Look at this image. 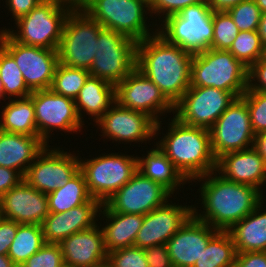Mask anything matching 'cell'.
<instances>
[{"instance_id":"cell-1","label":"cell","mask_w":266,"mask_h":267,"mask_svg":"<svg viewBox=\"0 0 266 267\" xmlns=\"http://www.w3.org/2000/svg\"><path fill=\"white\" fill-rule=\"evenodd\" d=\"M196 180L201 183L197 192L202 206L193 205V215L221 231H228L266 198L258 188L229 181L216 171L196 178L189 186L196 185Z\"/></svg>"},{"instance_id":"cell-2","label":"cell","mask_w":266,"mask_h":267,"mask_svg":"<svg viewBox=\"0 0 266 267\" xmlns=\"http://www.w3.org/2000/svg\"><path fill=\"white\" fill-rule=\"evenodd\" d=\"M193 54L169 43L158 32L137 42L136 68L175 105L190 87Z\"/></svg>"},{"instance_id":"cell-3","label":"cell","mask_w":266,"mask_h":267,"mask_svg":"<svg viewBox=\"0 0 266 267\" xmlns=\"http://www.w3.org/2000/svg\"><path fill=\"white\" fill-rule=\"evenodd\" d=\"M168 120L166 134L163 132L161 134L164 130L162 128L164 121L156 123L153 141L158 139L155 143L188 181V184L196 178L215 171L217 159L211 148L210 130L186 125L174 116L171 121L170 118ZM159 134L164 136L158 138Z\"/></svg>"},{"instance_id":"cell-4","label":"cell","mask_w":266,"mask_h":267,"mask_svg":"<svg viewBox=\"0 0 266 267\" xmlns=\"http://www.w3.org/2000/svg\"><path fill=\"white\" fill-rule=\"evenodd\" d=\"M190 86L214 87L241 97L248 87V68L228 50L211 49L193 54Z\"/></svg>"},{"instance_id":"cell-5","label":"cell","mask_w":266,"mask_h":267,"mask_svg":"<svg viewBox=\"0 0 266 267\" xmlns=\"http://www.w3.org/2000/svg\"><path fill=\"white\" fill-rule=\"evenodd\" d=\"M84 11L105 29L122 33L136 42L158 32L156 22L149 19H153L150 7L141 0H90Z\"/></svg>"},{"instance_id":"cell-6","label":"cell","mask_w":266,"mask_h":267,"mask_svg":"<svg viewBox=\"0 0 266 267\" xmlns=\"http://www.w3.org/2000/svg\"><path fill=\"white\" fill-rule=\"evenodd\" d=\"M213 11L208 2L190 5L158 24V33L192 54L208 50L213 41Z\"/></svg>"},{"instance_id":"cell-7","label":"cell","mask_w":266,"mask_h":267,"mask_svg":"<svg viewBox=\"0 0 266 267\" xmlns=\"http://www.w3.org/2000/svg\"><path fill=\"white\" fill-rule=\"evenodd\" d=\"M71 10L55 3L44 0L28 14L14 22L17 28L2 27L16 42L28 46H37L57 50L62 36L63 26Z\"/></svg>"},{"instance_id":"cell-8","label":"cell","mask_w":266,"mask_h":267,"mask_svg":"<svg viewBox=\"0 0 266 267\" xmlns=\"http://www.w3.org/2000/svg\"><path fill=\"white\" fill-rule=\"evenodd\" d=\"M101 153L91 159L79 157V170L83 173L87 189L93 199L102 204L126 184L137 171V155ZM82 158V159H81Z\"/></svg>"},{"instance_id":"cell-9","label":"cell","mask_w":266,"mask_h":267,"mask_svg":"<svg viewBox=\"0 0 266 267\" xmlns=\"http://www.w3.org/2000/svg\"><path fill=\"white\" fill-rule=\"evenodd\" d=\"M103 28L84 10L71 11L65 20L57 49L59 63L89 70L95 57L97 38Z\"/></svg>"},{"instance_id":"cell-10","label":"cell","mask_w":266,"mask_h":267,"mask_svg":"<svg viewBox=\"0 0 266 267\" xmlns=\"http://www.w3.org/2000/svg\"><path fill=\"white\" fill-rule=\"evenodd\" d=\"M137 42L122 33L103 28L97 38L89 73L114 86L136 68Z\"/></svg>"},{"instance_id":"cell-11","label":"cell","mask_w":266,"mask_h":267,"mask_svg":"<svg viewBox=\"0 0 266 267\" xmlns=\"http://www.w3.org/2000/svg\"><path fill=\"white\" fill-rule=\"evenodd\" d=\"M35 109L38 137L48 145L54 130L76 134L82 131L83 123L72 98L54 93L51 89L33 91L30 95ZM60 130V131H59Z\"/></svg>"},{"instance_id":"cell-12","label":"cell","mask_w":266,"mask_h":267,"mask_svg":"<svg viewBox=\"0 0 266 267\" xmlns=\"http://www.w3.org/2000/svg\"><path fill=\"white\" fill-rule=\"evenodd\" d=\"M0 45L14 58L32 92L51 88L59 64L57 50L23 45L6 31L0 32Z\"/></svg>"},{"instance_id":"cell-13","label":"cell","mask_w":266,"mask_h":267,"mask_svg":"<svg viewBox=\"0 0 266 267\" xmlns=\"http://www.w3.org/2000/svg\"><path fill=\"white\" fill-rule=\"evenodd\" d=\"M237 97L214 87L190 86L174 105V114L180 122L210 129Z\"/></svg>"},{"instance_id":"cell-14","label":"cell","mask_w":266,"mask_h":267,"mask_svg":"<svg viewBox=\"0 0 266 267\" xmlns=\"http://www.w3.org/2000/svg\"><path fill=\"white\" fill-rule=\"evenodd\" d=\"M209 130L216 159L254 145L256 135L251 126L249 109L242 97L236 98Z\"/></svg>"},{"instance_id":"cell-15","label":"cell","mask_w":266,"mask_h":267,"mask_svg":"<svg viewBox=\"0 0 266 267\" xmlns=\"http://www.w3.org/2000/svg\"><path fill=\"white\" fill-rule=\"evenodd\" d=\"M115 102L122 107L144 112L156 123L164 120L166 117L163 116L167 113L174 115V105L137 68L115 86Z\"/></svg>"},{"instance_id":"cell-16","label":"cell","mask_w":266,"mask_h":267,"mask_svg":"<svg viewBox=\"0 0 266 267\" xmlns=\"http://www.w3.org/2000/svg\"><path fill=\"white\" fill-rule=\"evenodd\" d=\"M61 149L46 145L29 166L24 180L44 194L64 186L79 171V155Z\"/></svg>"},{"instance_id":"cell-17","label":"cell","mask_w":266,"mask_h":267,"mask_svg":"<svg viewBox=\"0 0 266 267\" xmlns=\"http://www.w3.org/2000/svg\"><path fill=\"white\" fill-rule=\"evenodd\" d=\"M172 194L160 183L145 177L138 170L132 178L103 204L109 211L146 215L164 205Z\"/></svg>"},{"instance_id":"cell-18","label":"cell","mask_w":266,"mask_h":267,"mask_svg":"<svg viewBox=\"0 0 266 267\" xmlns=\"http://www.w3.org/2000/svg\"><path fill=\"white\" fill-rule=\"evenodd\" d=\"M103 138L112 143H144L155 137L156 122L147 114L120 106L114 102L95 124Z\"/></svg>"},{"instance_id":"cell-19","label":"cell","mask_w":266,"mask_h":267,"mask_svg":"<svg viewBox=\"0 0 266 267\" xmlns=\"http://www.w3.org/2000/svg\"><path fill=\"white\" fill-rule=\"evenodd\" d=\"M170 199L162 206L143 215V222L137 233L134 246L145 249L148 246L166 245L169 239L193 214V205H179Z\"/></svg>"},{"instance_id":"cell-20","label":"cell","mask_w":266,"mask_h":267,"mask_svg":"<svg viewBox=\"0 0 266 267\" xmlns=\"http://www.w3.org/2000/svg\"><path fill=\"white\" fill-rule=\"evenodd\" d=\"M218 231L192 214L166 243L173 267H193Z\"/></svg>"},{"instance_id":"cell-21","label":"cell","mask_w":266,"mask_h":267,"mask_svg":"<svg viewBox=\"0 0 266 267\" xmlns=\"http://www.w3.org/2000/svg\"><path fill=\"white\" fill-rule=\"evenodd\" d=\"M2 217L18 224L41 225L50 213L47 194L30 186L25 180L0 198Z\"/></svg>"},{"instance_id":"cell-22","label":"cell","mask_w":266,"mask_h":267,"mask_svg":"<svg viewBox=\"0 0 266 267\" xmlns=\"http://www.w3.org/2000/svg\"><path fill=\"white\" fill-rule=\"evenodd\" d=\"M102 205L100 201L92 198L89 202L68 211L50 212L41 224L45 242L59 244L74 233L94 227L99 221Z\"/></svg>"},{"instance_id":"cell-23","label":"cell","mask_w":266,"mask_h":267,"mask_svg":"<svg viewBox=\"0 0 266 267\" xmlns=\"http://www.w3.org/2000/svg\"><path fill=\"white\" fill-rule=\"evenodd\" d=\"M223 178L258 188L266 186V162L254 147L229 152L217 159L216 170Z\"/></svg>"},{"instance_id":"cell-24","label":"cell","mask_w":266,"mask_h":267,"mask_svg":"<svg viewBox=\"0 0 266 267\" xmlns=\"http://www.w3.org/2000/svg\"><path fill=\"white\" fill-rule=\"evenodd\" d=\"M98 225L74 233L59 243L65 266L95 267L107 262L108 252Z\"/></svg>"},{"instance_id":"cell-25","label":"cell","mask_w":266,"mask_h":267,"mask_svg":"<svg viewBox=\"0 0 266 267\" xmlns=\"http://www.w3.org/2000/svg\"><path fill=\"white\" fill-rule=\"evenodd\" d=\"M45 146L38 136L0 130V166L16 170L25 176L29 166Z\"/></svg>"},{"instance_id":"cell-26","label":"cell","mask_w":266,"mask_h":267,"mask_svg":"<svg viewBox=\"0 0 266 267\" xmlns=\"http://www.w3.org/2000/svg\"><path fill=\"white\" fill-rule=\"evenodd\" d=\"M99 217L98 220L103 219L102 221L105 223V225L104 223L102 225L98 222L103 232L105 248L108 253L134 246L137 233L143 222V215L113 212L102 205Z\"/></svg>"},{"instance_id":"cell-27","label":"cell","mask_w":266,"mask_h":267,"mask_svg":"<svg viewBox=\"0 0 266 267\" xmlns=\"http://www.w3.org/2000/svg\"><path fill=\"white\" fill-rule=\"evenodd\" d=\"M74 101L80 120L84 123L86 113L95 123L115 102V86L90 75Z\"/></svg>"},{"instance_id":"cell-28","label":"cell","mask_w":266,"mask_h":267,"mask_svg":"<svg viewBox=\"0 0 266 267\" xmlns=\"http://www.w3.org/2000/svg\"><path fill=\"white\" fill-rule=\"evenodd\" d=\"M153 146L146 151L147 154L137 157V170L145 177L160 183L174 197V193H179V189H183V185H187L188 181L155 142Z\"/></svg>"},{"instance_id":"cell-29","label":"cell","mask_w":266,"mask_h":267,"mask_svg":"<svg viewBox=\"0 0 266 267\" xmlns=\"http://www.w3.org/2000/svg\"><path fill=\"white\" fill-rule=\"evenodd\" d=\"M264 204L266 199L228 230L237 253L266 251V205Z\"/></svg>"},{"instance_id":"cell-30","label":"cell","mask_w":266,"mask_h":267,"mask_svg":"<svg viewBox=\"0 0 266 267\" xmlns=\"http://www.w3.org/2000/svg\"><path fill=\"white\" fill-rule=\"evenodd\" d=\"M1 110V131L38 136L35 109L30 96L8 100L1 107Z\"/></svg>"},{"instance_id":"cell-31","label":"cell","mask_w":266,"mask_h":267,"mask_svg":"<svg viewBox=\"0 0 266 267\" xmlns=\"http://www.w3.org/2000/svg\"><path fill=\"white\" fill-rule=\"evenodd\" d=\"M49 212L61 213L89 202V194L83 173L79 170L67 183L47 194Z\"/></svg>"},{"instance_id":"cell-32","label":"cell","mask_w":266,"mask_h":267,"mask_svg":"<svg viewBox=\"0 0 266 267\" xmlns=\"http://www.w3.org/2000/svg\"><path fill=\"white\" fill-rule=\"evenodd\" d=\"M237 251L228 231L219 230L193 267H234Z\"/></svg>"},{"instance_id":"cell-33","label":"cell","mask_w":266,"mask_h":267,"mask_svg":"<svg viewBox=\"0 0 266 267\" xmlns=\"http://www.w3.org/2000/svg\"><path fill=\"white\" fill-rule=\"evenodd\" d=\"M45 243L41 225L19 224L16 236L9 247L8 256L17 267H20Z\"/></svg>"},{"instance_id":"cell-34","label":"cell","mask_w":266,"mask_h":267,"mask_svg":"<svg viewBox=\"0 0 266 267\" xmlns=\"http://www.w3.org/2000/svg\"><path fill=\"white\" fill-rule=\"evenodd\" d=\"M0 78L3 84V101L31 95L14 58L0 45ZM13 97V98H12Z\"/></svg>"},{"instance_id":"cell-35","label":"cell","mask_w":266,"mask_h":267,"mask_svg":"<svg viewBox=\"0 0 266 267\" xmlns=\"http://www.w3.org/2000/svg\"><path fill=\"white\" fill-rule=\"evenodd\" d=\"M89 76V70L68 67L59 63L50 89L58 95L75 100Z\"/></svg>"},{"instance_id":"cell-36","label":"cell","mask_w":266,"mask_h":267,"mask_svg":"<svg viewBox=\"0 0 266 267\" xmlns=\"http://www.w3.org/2000/svg\"><path fill=\"white\" fill-rule=\"evenodd\" d=\"M248 69L264 55V46L257 31H239L228 50Z\"/></svg>"},{"instance_id":"cell-37","label":"cell","mask_w":266,"mask_h":267,"mask_svg":"<svg viewBox=\"0 0 266 267\" xmlns=\"http://www.w3.org/2000/svg\"><path fill=\"white\" fill-rule=\"evenodd\" d=\"M213 41L211 49L229 50L239 30L226 11H213Z\"/></svg>"},{"instance_id":"cell-38","label":"cell","mask_w":266,"mask_h":267,"mask_svg":"<svg viewBox=\"0 0 266 267\" xmlns=\"http://www.w3.org/2000/svg\"><path fill=\"white\" fill-rule=\"evenodd\" d=\"M239 31H257L261 10L254 0H245L226 10Z\"/></svg>"},{"instance_id":"cell-39","label":"cell","mask_w":266,"mask_h":267,"mask_svg":"<svg viewBox=\"0 0 266 267\" xmlns=\"http://www.w3.org/2000/svg\"><path fill=\"white\" fill-rule=\"evenodd\" d=\"M247 104L255 135L266 131V92L246 90L241 96Z\"/></svg>"},{"instance_id":"cell-40","label":"cell","mask_w":266,"mask_h":267,"mask_svg":"<svg viewBox=\"0 0 266 267\" xmlns=\"http://www.w3.org/2000/svg\"><path fill=\"white\" fill-rule=\"evenodd\" d=\"M63 255L59 244L45 243L20 267H63Z\"/></svg>"},{"instance_id":"cell-41","label":"cell","mask_w":266,"mask_h":267,"mask_svg":"<svg viewBox=\"0 0 266 267\" xmlns=\"http://www.w3.org/2000/svg\"><path fill=\"white\" fill-rule=\"evenodd\" d=\"M107 261L112 267H149L144 249L136 246L108 253Z\"/></svg>"},{"instance_id":"cell-42","label":"cell","mask_w":266,"mask_h":267,"mask_svg":"<svg viewBox=\"0 0 266 267\" xmlns=\"http://www.w3.org/2000/svg\"><path fill=\"white\" fill-rule=\"evenodd\" d=\"M202 2H208V1L207 0H155V2L150 6V12L153 18H155L156 24L158 25V23L160 24L168 16L178 14L183 8ZM156 18L159 19L158 23Z\"/></svg>"},{"instance_id":"cell-43","label":"cell","mask_w":266,"mask_h":267,"mask_svg":"<svg viewBox=\"0 0 266 267\" xmlns=\"http://www.w3.org/2000/svg\"><path fill=\"white\" fill-rule=\"evenodd\" d=\"M247 90L266 92V59H259L248 69Z\"/></svg>"},{"instance_id":"cell-44","label":"cell","mask_w":266,"mask_h":267,"mask_svg":"<svg viewBox=\"0 0 266 267\" xmlns=\"http://www.w3.org/2000/svg\"><path fill=\"white\" fill-rule=\"evenodd\" d=\"M144 254L149 267H173L166 245L148 246Z\"/></svg>"},{"instance_id":"cell-45","label":"cell","mask_w":266,"mask_h":267,"mask_svg":"<svg viewBox=\"0 0 266 267\" xmlns=\"http://www.w3.org/2000/svg\"><path fill=\"white\" fill-rule=\"evenodd\" d=\"M19 224L13 220L0 219V255H8V250L14 240Z\"/></svg>"},{"instance_id":"cell-46","label":"cell","mask_w":266,"mask_h":267,"mask_svg":"<svg viewBox=\"0 0 266 267\" xmlns=\"http://www.w3.org/2000/svg\"><path fill=\"white\" fill-rule=\"evenodd\" d=\"M44 0H5V8L10 12L14 21L28 14ZM12 13V14H11Z\"/></svg>"},{"instance_id":"cell-47","label":"cell","mask_w":266,"mask_h":267,"mask_svg":"<svg viewBox=\"0 0 266 267\" xmlns=\"http://www.w3.org/2000/svg\"><path fill=\"white\" fill-rule=\"evenodd\" d=\"M234 267H266V251L237 253Z\"/></svg>"},{"instance_id":"cell-48","label":"cell","mask_w":266,"mask_h":267,"mask_svg":"<svg viewBox=\"0 0 266 267\" xmlns=\"http://www.w3.org/2000/svg\"><path fill=\"white\" fill-rule=\"evenodd\" d=\"M24 180V176L13 169L0 166V198Z\"/></svg>"},{"instance_id":"cell-49","label":"cell","mask_w":266,"mask_h":267,"mask_svg":"<svg viewBox=\"0 0 266 267\" xmlns=\"http://www.w3.org/2000/svg\"><path fill=\"white\" fill-rule=\"evenodd\" d=\"M214 11H226L245 0H207Z\"/></svg>"},{"instance_id":"cell-50","label":"cell","mask_w":266,"mask_h":267,"mask_svg":"<svg viewBox=\"0 0 266 267\" xmlns=\"http://www.w3.org/2000/svg\"><path fill=\"white\" fill-rule=\"evenodd\" d=\"M55 3L68 7L71 11L84 10L90 0H52Z\"/></svg>"},{"instance_id":"cell-51","label":"cell","mask_w":266,"mask_h":267,"mask_svg":"<svg viewBox=\"0 0 266 267\" xmlns=\"http://www.w3.org/2000/svg\"><path fill=\"white\" fill-rule=\"evenodd\" d=\"M253 147L266 162V131L255 136Z\"/></svg>"},{"instance_id":"cell-52","label":"cell","mask_w":266,"mask_h":267,"mask_svg":"<svg viewBox=\"0 0 266 267\" xmlns=\"http://www.w3.org/2000/svg\"><path fill=\"white\" fill-rule=\"evenodd\" d=\"M258 35L260 36L262 45L266 46V12L261 14V19L257 29Z\"/></svg>"},{"instance_id":"cell-53","label":"cell","mask_w":266,"mask_h":267,"mask_svg":"<svg viewBox=\"0 0 266 267\" xmlns=\"http://www.w3.org/2000/svg\"><path fill=\"white\" fill-rule=\"evenodd\" d=\"M0 267H17L8 255H0Z\"/></svg>"},{"instance_id":"cell-54","label":"cell","mask_w":266,"mask_h":267,"mask_svg":"<svg viewBox=\"0 0 266 267\" xmlns=\"http://www.w3.org/2000/svg\"><path fill=\"white\" fill-rule=\"evenodd\" d=\"M261 12H266V0H254Z\"/></svg>"},{"instance_id":"cell-55","label":"cell","mask_w":266,"mask_h":267,"mask_svg":"<svg viewBox=\"0 0 266 267\" xmlns=\"http://www.w3.org/2000/svg\"><path fill=\"white\" fill-rule=\"evenodd\" d=\"M3 100V84H2V81H1V78H0V101ZM2 103V102H0Z\"/></svg>"},{"instance_id":"cell-56","label":"cell","mask_w":266,"mask_h":267,"mask_svg":"<svg viewBox=\"0 0 266 267\" xmlns=\"http://www.w3.org/2000/svg\"><path fill=\"white\" fill-rule=\"evenodd\" d=\"M142 2H145L149 7L155 2V0H141Z\"/></svg>"},{"instance_id":"cell-57","label":"cell","mask_w":266,"mask_h":267,"mask_svg":"<svg viewBox=\"0 0 266 267\" xmlns=\"http://www.w3.org/2000/svg\"><path fill=\"white\" fill-rule=\"evenodd\" d=\"M95 267H112L109 263H108V261L107 262H104V263H102L101 265H99V266H95Z\"/></svg>"},{"instance_id":"cell-58","label":"cell","mask_w":266,"mask_h":267,"mask_svg":"<svg viewBox=\"0 0 266 267\" xmlns=\"http://www.w3.org/2000/svg\"><path fill=\"white\" fill-rule=\"evenodd\" d=\"M263 58L266 59V46L264 47V55Z\"/></svg>"},{"instance_id":"cell-59","label":"cell","mask_w":266,"mask_h":267,"mask_svg":"<svg viewBox=\"0 0 266 267\" xmlns=\"http://www.w3.org/2000/svg\"><path fill=\"white\" fill-rule=\"evenodd\" d=\"M2 218V213H1V207H0V219Z\"/></svg>"}]
</instances>
